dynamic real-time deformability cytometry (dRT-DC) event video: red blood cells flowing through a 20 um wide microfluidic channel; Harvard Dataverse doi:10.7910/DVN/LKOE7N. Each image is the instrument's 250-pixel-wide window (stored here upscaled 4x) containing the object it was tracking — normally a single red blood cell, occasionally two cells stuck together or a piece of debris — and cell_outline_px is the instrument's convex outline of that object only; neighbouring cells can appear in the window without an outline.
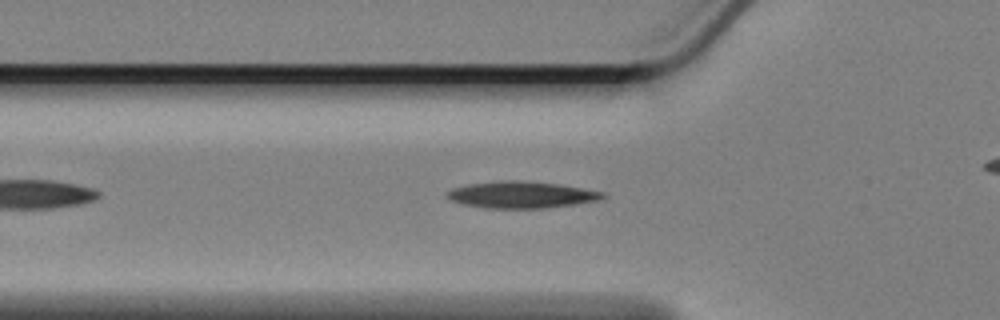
{"species": "Egyptian fruit bat (a non-hibernating species)", "species_latin": "Rousettus aegyptiacus", "temperature_condition": "cold", "stored_images_in_passage": 24, "camera_frame_rate_fps": 3000, "um_per_image_px": 0.085, "animal": {"sex": "female"}, "frame": {"image": 1, "passage_image": 8, "time_ms": 2.333, "image_size_px": [1000, 320], "cell_outline_px": [[608, 196], [600, 200], [544, 208], [488, 208], [464, 204], [452, 200], [448, 196], [448, 192], [452, 188], [468, 184], [500, 180], [524, 180], [556, 184], [604, 192]], "centroid_in_image_um": [44.33, 16.54], "position_along_channel_um": 81.5, "area_um2": 23.93}}
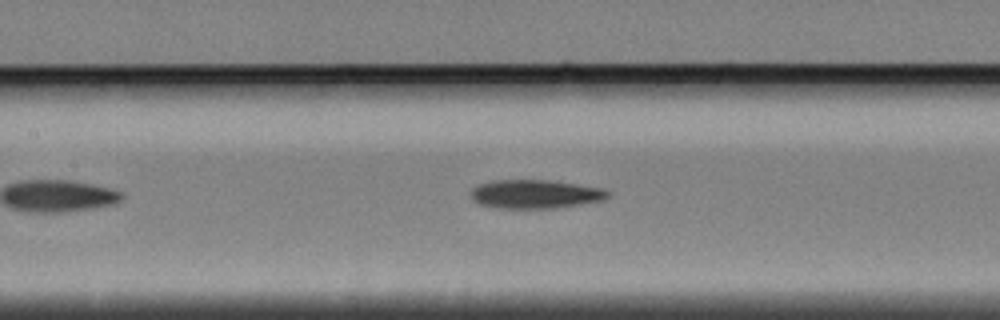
{"frame": {"image": 2, "passage_image": 15, "time_ms": 4.667, "image_size_px": [1000, 320], "cell_outline_px": [[612, 192], [604, 200], [556, 208], [496, 208], [480, 204], [472, 200], [472, 188], [480, 184], [492, 180], [548, 180], [604, 188]], "centroid_in_image_um": [45.52, 16.5], "position_along_channel_um": 161.9, "area_um2": 22.95}}
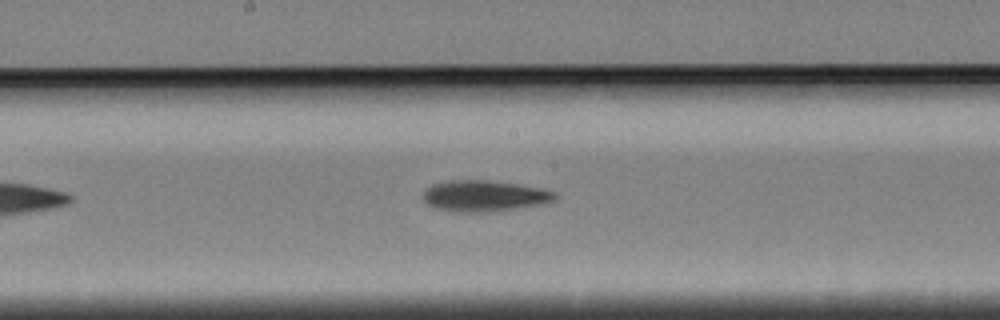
{"frame": {"image": 3, "passage_image": 19, "time_ms": 6.0, "image_size_px": [1000, 320], "cell_outline_px": [[556, 196], [552, 200], [536, 204], [488, 212], [456, 212], [436, 208], [428, 204], [424, 200], [424, 188], [432, 184], [444, 180], [488, 180], [516, 184], [540, 188], [556, 192]], "centroid_in_image_um": [41.06, 16.63], "position_along_channel_um": 207.1, "area_um2": 23.52}}